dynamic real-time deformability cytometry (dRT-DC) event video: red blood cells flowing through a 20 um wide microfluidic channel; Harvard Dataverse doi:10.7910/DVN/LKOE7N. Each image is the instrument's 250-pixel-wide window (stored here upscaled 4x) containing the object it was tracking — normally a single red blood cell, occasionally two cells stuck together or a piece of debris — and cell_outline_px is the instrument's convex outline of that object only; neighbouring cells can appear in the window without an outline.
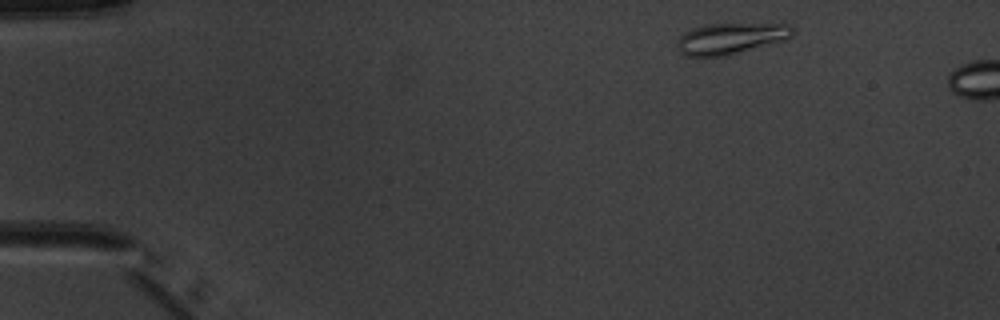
{"species": "common noctule bat (a hibernating species)", "species_latin": "Nyctalus noctula", "temperature_condition": "warm", "stored_images_in_passage": 2, "camera_frame_rate_fps": 3000, "um_per_image_px": 0.085, "animal": {"sex": "male", "body_mass_g": 20.1, "forearm_length_mm": 53.5}, "frame": {"image": 1, "passage_image": 1, "time_ms": 0.0, "image_size_px": [1000, 320], "cell_outline_px": [[796, 28], [792, 36], [784, 40], [728, 56], [684, 56], [676, 48], [676, 40], [684, 32], [692, 28], [708, 24], [788, 24]], "centroid_in_image_um": [62.09, 3.27], "position_along_channel_um": 22.9, "area_um2": 21.15}}